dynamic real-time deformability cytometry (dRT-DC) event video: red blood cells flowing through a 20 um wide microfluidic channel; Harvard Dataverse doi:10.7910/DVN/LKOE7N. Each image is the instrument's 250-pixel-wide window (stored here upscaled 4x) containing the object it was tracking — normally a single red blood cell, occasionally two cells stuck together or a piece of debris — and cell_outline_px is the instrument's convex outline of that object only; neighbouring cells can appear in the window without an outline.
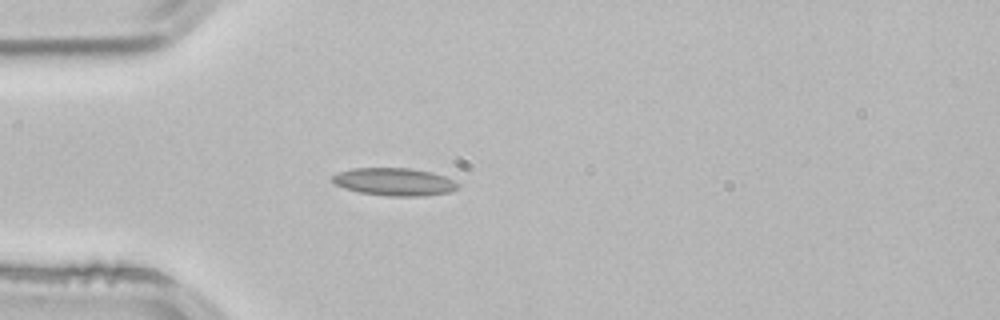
{"species": "common noctule bat (a hibernating species)", "species_latin": "Nyctalus noctula", "temperature_condition": "room temperature", "stored_images_in_passage": 1, "camera_frame_rate_fps": 3000, "um_per_image_px": 0.085, "animal": {"sex": "male", "body_mass_g": 21.5, "forearm_length_mm": 52.0}, "frame": {"image": 1, "passage_image": 1, "time_ms": 0.0, "image_size_px": [1000, 320], "cell_outline_px": [[460, 184], [456, 188], [448, 192], [424, 196], [388, 196], [360, 192], [344, 188], [336, 184], [332, 180], [332, 176], [340, 172], [352, 168], [412, 168], [444, 176]], "centroid_in_image_um": [33.5, 15.45], "position_along_channel_um": 51.5, "area_um2": 20.0}}